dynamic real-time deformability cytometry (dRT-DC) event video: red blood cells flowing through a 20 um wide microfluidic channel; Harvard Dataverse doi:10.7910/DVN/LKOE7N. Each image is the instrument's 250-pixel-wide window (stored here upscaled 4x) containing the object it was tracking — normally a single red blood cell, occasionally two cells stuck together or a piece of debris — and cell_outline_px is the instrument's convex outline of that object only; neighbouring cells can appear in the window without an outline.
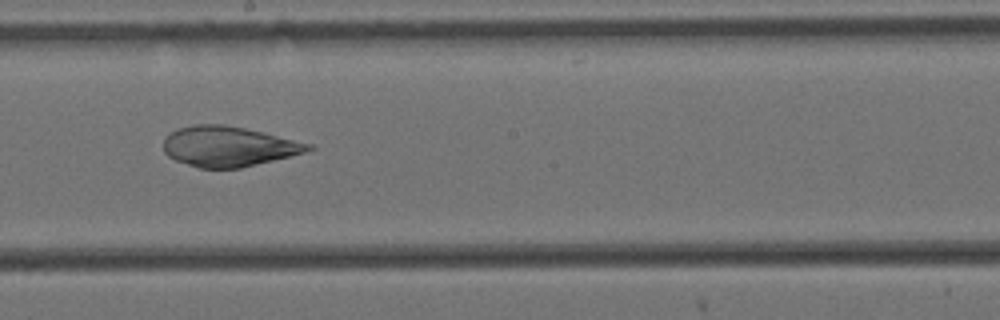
{"species": "Egyptian fruit bat (a non-hibernating species)", "species_latin": "Rousettus aegyptiacus", "temperature_condition": "cold", "stored_images_in_passage": 9, "camera_frame_rate_fps": 3000, "um_per_image_px": 0.085, "animal": {"sex": "female"}, "frame": {"image": 1, "passage_image": 9, "time_ms": 2.667, "image_size_px": [1000, 320], "cell_outline_px": [[316, 148], [304, 152], [240, 168], [200, 168], [176, 160], [168, 156], [164, 152], [164, 136], [176, 128], [196, 124], [224, 124], [264, 132], [312, 144]], "centroid_in_image_um": [19.39, 12.43], "position_along_channel_um": 228.8, "area_um2": 33.76}}